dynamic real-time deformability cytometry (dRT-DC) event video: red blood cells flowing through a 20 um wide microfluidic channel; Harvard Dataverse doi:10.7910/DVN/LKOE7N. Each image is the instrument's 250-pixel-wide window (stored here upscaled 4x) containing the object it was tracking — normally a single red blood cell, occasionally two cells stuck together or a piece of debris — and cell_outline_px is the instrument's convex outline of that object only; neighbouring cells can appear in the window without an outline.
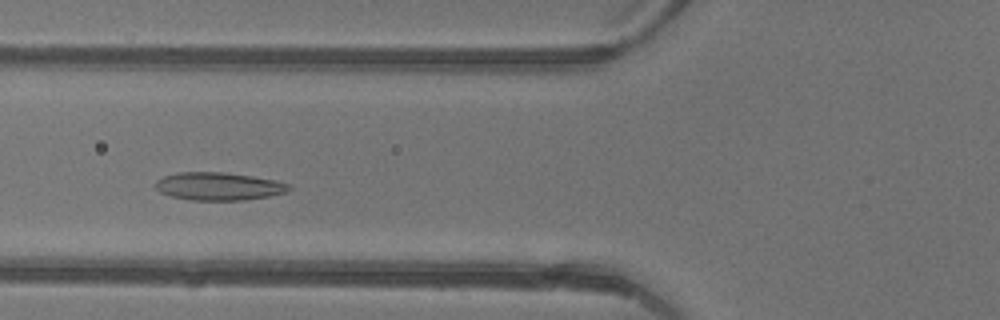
{"species": "common noctule bat (a hibernating species)", "species_latin": "Nyctalus noctula", "temperature_condition": "warm", "stored_images_in_passage": 41, "camera_frame_rate_fps": 3000, "um_per_image_px": 0.085, "animal": {"sex": "female"}, "frame": {"image": 1, "passage_image": 13, "time_ms": 4.0, "image_size_px": [1000, 320], "cell_outline_px": [[292, 188], [288, 192], [268, 196], [244, 200], [192, 200], [172, 196], [160, 192], [156, 188], [156, 180], [164, 176], [176, 172], [224, 172], [252, 176], [276, 180], [292, 184]], "centroid_in_image_um": [18.63, 15.83], "position_along_channel_um": 107.2, "area_um2": 21.79}}
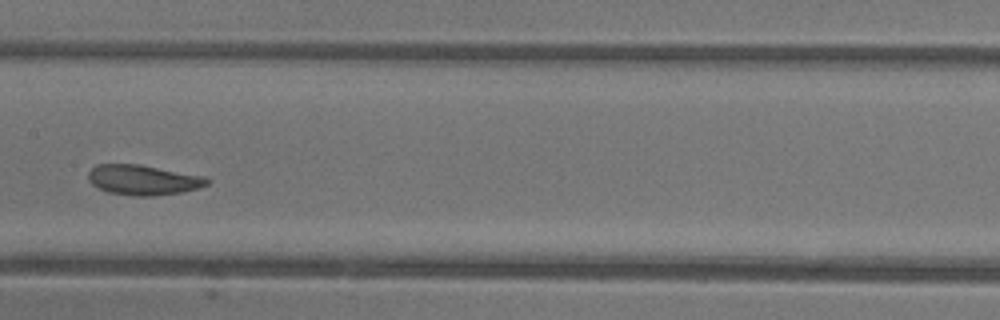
{"frame": {"image": 2, "passage_image": 19, "time_ms": 6.0, "image_size_px": [1000, 320], "cell_outline_px": [[212, 180], [208, 184], [200, 188], [180, 192], [152, 196], [136, 196], [108, 192], [92, 184], [88, 180], [88, 172], [96, 164], [140, 164], [204, 176]], "centroid_in_image_um": [12.19, 15.28], "position_along_channel_um": 195.2, "area_um2": 20.87}}
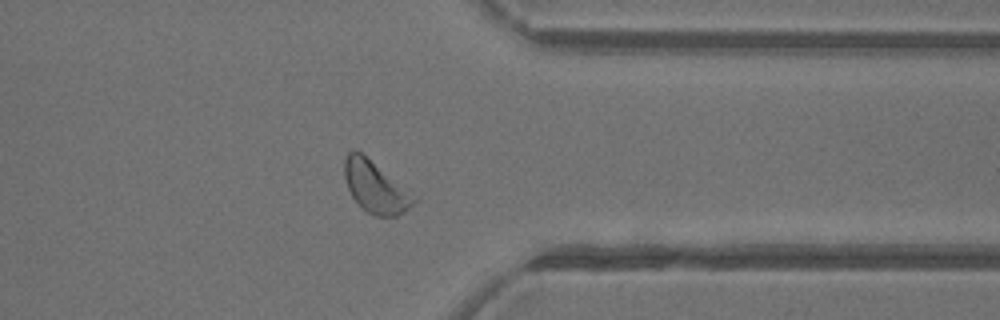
{"frame": {"image": 3, "passage_image": 32, "time_ms": 10.333, "image_size_px": [1000, 320], "cell_outline_px": [[420, 200], [404, 212], [396, 216], [376, 216], [368, 212], [352, 196], [348, 188], [344, 176], [344, 160], [348, 152], [352, 148], [360, 152], [420, 192]], "centroid_in_image_um": [32.07, 15.87], "position_along_channel_um": 379.3, "area_um2": 22.08}, "authors_computed_cell_mechanics": {"area_um2": 21.675, "velocity_mm_per_s": 4.3875, "shape_relaxation_time_tau1_ms": 3.0201, "shape_relaxation_time_tau2_ms": 1.5028, "deformation_change_tau1": 0.095, "deformation_change_tau2": 0.0822}}